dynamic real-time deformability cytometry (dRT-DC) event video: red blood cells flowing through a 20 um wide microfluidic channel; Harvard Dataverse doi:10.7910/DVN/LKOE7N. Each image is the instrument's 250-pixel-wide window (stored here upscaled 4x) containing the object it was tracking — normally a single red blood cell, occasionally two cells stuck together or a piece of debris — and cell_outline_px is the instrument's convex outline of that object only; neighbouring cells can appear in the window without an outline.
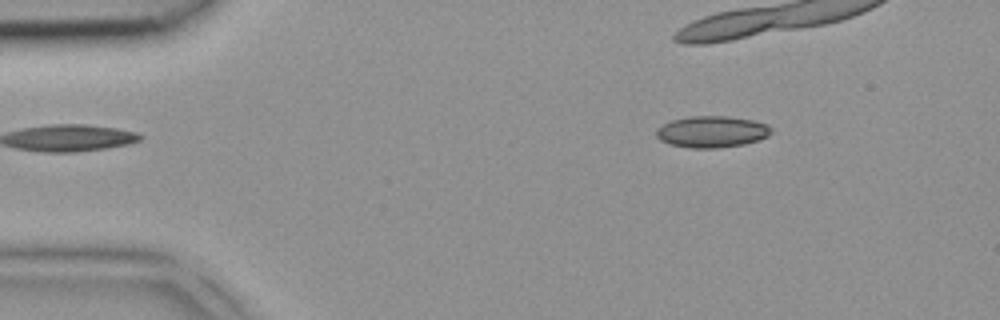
{"species": "common noctule bat (a hibernating species)", "species_latin": "Nyctalus noctula", "temperature_condition": "room temperature", "stored_images_in_passage": 5, "camera_frame_rate_fps": 3000, "um_per_image_px": 0.085, "animal": {"sex": "female", "body_mass_g": 18.4}, "frame": {"image": 1, "passage_image": 1, "time_ms": 0.0, "image_size_px": [1000, 320], "cell_outline_px": [[772, 132], [768, 136], [744, 144], [716, 148], [692, 148], [668, 144], [660, 140], [656, 136], [656, 128], [672, 120], [688, 116], [728, 116], [752, 120], [768, 124], [772, 128]], "centroid_in_image_um": [60.5, 11.19], "position_along_channel_um": 24.5, "area_um2": 21.15}}